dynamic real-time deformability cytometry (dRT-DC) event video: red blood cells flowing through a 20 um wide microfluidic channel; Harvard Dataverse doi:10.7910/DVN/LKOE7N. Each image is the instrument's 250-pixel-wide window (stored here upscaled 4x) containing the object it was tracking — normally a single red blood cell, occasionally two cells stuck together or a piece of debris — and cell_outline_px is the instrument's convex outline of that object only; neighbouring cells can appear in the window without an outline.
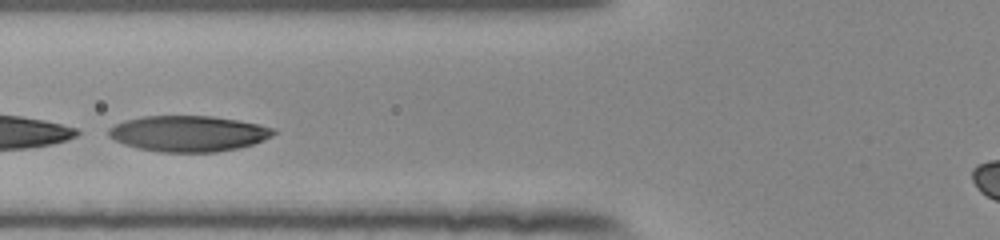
{"species": "human", "species_latin": "Homo sapiens", "temperature_condition": "room temperature", "stored_images_in_passage": 16, "camera_frame_rate_fps": 3000, "um_per_image_px": 0.085, "donor": {"sex": "female"}, "frame": {"image": 1, "passage_image": 7, "time_ms": 2.0, "image_size_px": [1000, 240], "cell_outline_px": [[276, 132], [272, 136], [264, 140], [240, 148], [216, 152], [160, 152], [136, 148], [124, 144], [108, 136], [108, 128], [124, 120], [144, 116], [212, 116], [240, 120], [276, 128]], "centroid_in_image_um": [16.03, 11.35], "position_along_channel_um": 109.8, "area_um2": 34.68}}
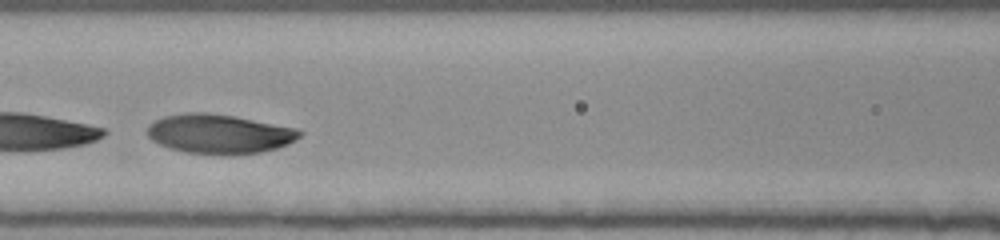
{"frame": {"image": 2, "passage_image": 10, "time_ms": 3.0, "image_size_px": [1000, 240], "cell_outline_px": [[304, 132], [296, 140], [288, 144], [276, 148], [260, 152], [228, 156], [184, 152], [168, 148], [152, 140], [148, 136], [148, 124], [164, 116], [188, 112], [208, 112], [236, 116], [300, 128]], "centroid_in_image_um": [18.68, 11.38], "position_along_channel_um": 147.9, "area_um2": 35.55}}